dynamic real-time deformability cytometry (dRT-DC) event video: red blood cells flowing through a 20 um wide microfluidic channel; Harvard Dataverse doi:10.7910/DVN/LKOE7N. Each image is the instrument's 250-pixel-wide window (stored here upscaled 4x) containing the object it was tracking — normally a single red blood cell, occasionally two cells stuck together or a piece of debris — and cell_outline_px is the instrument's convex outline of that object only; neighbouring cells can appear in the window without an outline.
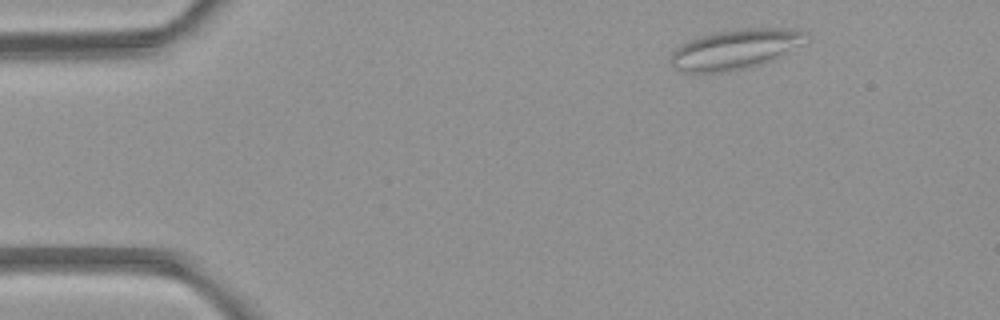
{"species": "common noctule bat (a hibernating species)", "species_latin": "Nyctalus noctula", "temperature_condition": "room temperature", "stored_images_in_passage": 5, "camera_frame_rate_fps": 3000, "um_per_image_px": 0.085, "animal": {"sex": "female", "body_mass_g": 21.9}, "frame": {"image": 1, "passage_image": 1, "time_ms": 0.0, "image_size_px": [1000, 320], "cell_outline_px": [[808, 32], [796, 44], [772, 60], [744, 68], [720, 72], [684, 72], [672, 68], [668, 64], [668, 60], [672, 52], [676, 48], [700, 36], [716, 32], [744, 28], [780, 28]], "centroid_in_image_um": [62.33, 4.2], "position_along_channel_um": 22.7, "area_um2": 30.4}}